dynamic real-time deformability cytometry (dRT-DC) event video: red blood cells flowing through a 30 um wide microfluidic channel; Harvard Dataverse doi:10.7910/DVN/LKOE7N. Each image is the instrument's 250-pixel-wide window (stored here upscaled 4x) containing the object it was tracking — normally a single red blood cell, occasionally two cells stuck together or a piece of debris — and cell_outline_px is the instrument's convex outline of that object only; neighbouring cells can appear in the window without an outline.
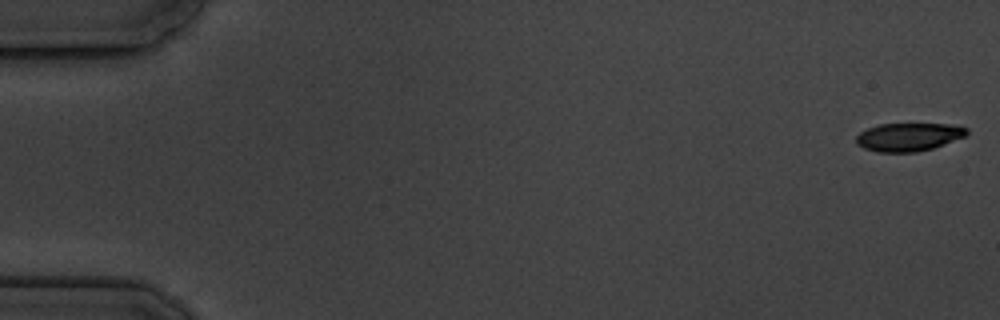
{"species": "common noctule bat (a hibernating species)", "species_latin": "Nyctalus noctula", "temperature_condition": "cold", "stored_images_in_passage": 5, "camera_frame_rate_fps": 3000, "um_per_image_px": 0.085, "animal": {"sex": "male", "body_mass_g": 19.5, "forearm_length_mm": 54.6}, "frame": {"image": 1, "passage_image": 1, "time_ms": 0.0, "image_size_px": [1000, 320], "cell_outline_px": [[968, 132], [964, 136], [932, 148], [916, 152], [876, 152], [864, 148], [856, 144], [856, 136], [860, 132], [868, 128], [880, 124], [948, 124], [968, 128]], "centroid_in_image_um": [77.18, 11.64], "position_along_channel_um": 7.8, "area_um2": 17.98}}
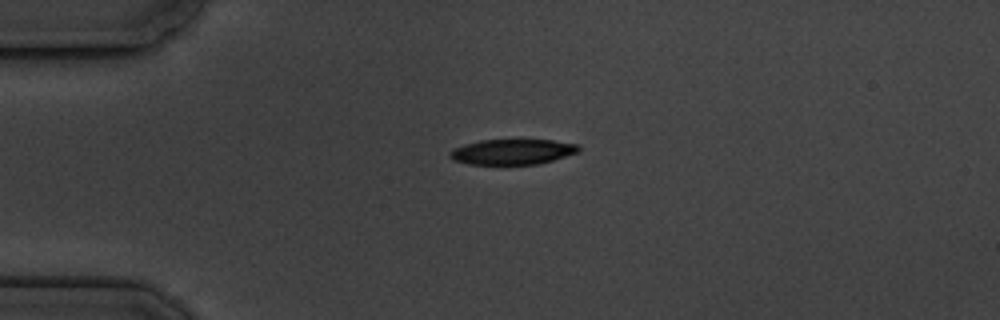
{"frame": {"image": 2, "passage_image": 4, "time_ms": 4.333, "image_size_px": [1000, 320], "cell_outline_px": [[580, 152], [540, 164], [468, 164], [452, 160], [448, 156], [448, 152], [452, 148], [464, 144], [480, 140], [552, 140], [580, 144]], "centroid_in_image_um": [43.55, 12.9], "position_along_channel_um": 41.4, "area_um2": 19.31}}